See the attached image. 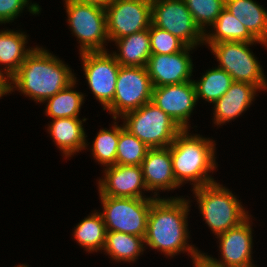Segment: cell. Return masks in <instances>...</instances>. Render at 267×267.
Listing matches in <instances>:
<instances>
[{
    "instance_id": "obj_19",
    "label": "cell",
    "mask_w": 267,
    "mask_h": 267,
    "mask_svg": "<svg viewBox=\"0 0 267 267\" xmlns=\"http://www.w3.org/2000/svg\"><path fill=\"white\" fill-rule=\"evenodd\" d=\"M25 32L13 30L0 31V79L6 84L9 79L18 71L27 55L33 50V47H27L28 37Z\"/></svg>"
},
{
    "instance_id": "obj_21",
    "label": "cell",
    "mask_w": 267,
    "mask_h": 267,
    "mask_svg": "<svg viewBox=\"0 0 267 267\" xmlns=\"http://www.w3.org/2000/svg\"><path fill=\"white\" fill-rule=\"evenodd\" d=\"M118 52L111 53L121 66L146 67L151 56L149 29L114 40Z\"/></svg>"
},
{
    "instance_id": "obj_12",
    "label": "cell",
    "mask_w": 267,
    "mask_h": 267,
    "mask_svg": "<svg viewBox=\"0 0 267 267\" xmlns=\"http://www.w3.org/2000/svg\"><path fill=\"white\" fill-rule=\"evenodd\" d=\"M107 32L109 41L149 29L151 1L112 0L107 7Z\"/></svg>"
},
{
    "instance_id": "obj_30",
    "label": "cell",
    "mask_w": 267,
    "mask_h": 267,
    "mask_svg": "<svg viewBox=\"0 0 267 267\" xmlns=\"http://www.w3.org/2000/svg\"><path fill=\"white\" fill-rule=\"evenodd\" d=\"M196 25L205 34L225 8V0H183ZM207 26V27H206Z\"/></svg>"
},
{
    "instance_id": "obj_13",
    "label": "cell",
    "mask_w": 267,
    "mask_h": 267,
    "mask_svg": "<svg viewBox=\"0 0 267 267\" xmlns=\"http://www.w3.org/2000/svg\"><path fill=\"white\" fill-rule=\"evenodd\" d=\"M249 216L240 225L218 235L221 259L202 253V259L210 267H255L252 261V220Z\"/></svg>"
},
{
    "instance_id": "obj_28",
    "label": "cell",
    "mask_w": 267,
    "mask_h": 267,
    "mask_svg": "<svg viewBox=\"0 0 267 267\" xmlns=\"http://www.w3.org/2000/svg\"><path fill=\"white\" fill-rule=\"evenodd\" d=\"M114 121L112 128L100 129L90 149L94 160L105 167L116 164V153L120 137V125Z\"/></svg>"
},
{
    "instance_id": "obj_6",
    "label": "cell",
    "mask_w": 267,
    "mask_h": 267,
    "mask_svg": "<svg viewBox=\"0 0 267 267\" xmlns=\"http://www.w3.org/2000/svg\"><path fill=\"white\" fill-rule=\"evenodd\" d=\"M254 43L267 47V43L259 40L257 42L229 41L204 44H208L211 48L210 50L219 62L218 67L230 74L234 82H246L255 85L259 90H266L267 79L262 66L249 48Z\"/></svg>"
},
{
    "instance_id": "obj_23",
    "label": "cell",
    "mask_w": 267,
    "mask_h": 267,
    "mask_svg": "<svg viewBox=\"0 0 267 267\" xmlns=\"http://www.w3.org/2000/svg\"><path fill=\"white\" fill-rule=\"evenodd\" d=\"M212 33L204 34V43L257 42L249 30L227 9H223L212 25Z\"/></svg>"
},
{
    "instance_id": "obj_14",
    "label": "cell",
    "mask_w": 267,
    "mask_h": 267,
    "mask_svg": "<svg viewBox=\"0 0 267 267\" xmlns=\"http://www.w3.org/2000/svg\"><path fill=\"white\" fill-rule=\"evenodd\" d=\"M151 102L169 115L183 130L198 102L193 81L153 87Z\"/></svg>"
},
{
    "instance_id": "obj_4",
    "label": "cell",
    "mask_w": 267,
    "mask_h": 267,
    "mask_svg": "<svg viewBox=\"0 0 267 267\" xmlns=\"http://www.w3.org/2000/svg\"><path fill=\"white\" fill-rule=\"evenodd\" d=\"M192 191L205 223L215 236L240 225L249 217L232 191L216 181Z\"/></svg>"
},
{
    "instance_id": "obj_3",
    "label": "cell",
    "mask_w": 267,
    "mask_h": 267,
    "mask_svg": "<svg viewBox=\"0 0 267 267\" xmlns=\"http://www.w3.org/2000/svg\"><path fill=\"white\" fill-rule=\"evenodd\" d=\"M214 142L213 139L203 138L199 134L189 135L188 129L182 130L176 136L170 145V152L173 173L179 186L190 181L195 189L215 182L209 175L217 168Z\"/></svg>"
},
{
    "instance_id": "obj_16",
    "label": "cell",
    "mask_w": 267,
    "mask_h": 267,
    "mask_svg": "<svg viewBox=\"0 0 267 267\" xmlns=\"http://www.w3.org/2000/svg\"><path fill=\"white\" fill-rule=\"evenodd\" d=\"M103 176L98 181L99 196L146 198L143 191H148L141 165L115 164L104 168Z\"/></svg>"
},
{
    "instance_id": "obj_34",
    "label": "cell",
    "mask_w": 267,
    "mask_h": 267,
    "mask_svg": "<svg viewBox=\"0 0 267 267\" xmlns=\"http://www.w3.org/2000/svg\"><path fill=\"white\" fill-rule=\"evenodd\" d=\"M193 264V267H210L203 259H200Z\"/></svg>"
},
{
    "instance_id": "obj_9",
    "label": "cell",
    "mask_w": 267,
    "mask_h": 267,
    "mask_svg": "<svg viewBox=\"0 0 267 267\" xmlns=\"http://www.w3.org/2000/svg\"><path fill=\"white\" fill-rule=\"evenodd\" d=\"M152 90L146 67L120 66L113 102L106 109L117 121L127 112L151 102Z\"/></svg>"
},
{
    "instance_id": "obj_15",
    "label": "cell",
    "mask_w": 267,
    "mask_h": 267,
    "mask_svg": "<svg viewBox=\"0 0 267 267\" xmlns=\"http://www.w3.org/2000/svg\"><path fill=\"white\" fill-rule=\"evenodd\" d=\"M194 47L186 46L182 51L174 54H151L146 64L148 75L153 87L179 84L193 81V62L190 50Z\"/></svg>"
},
{
    "instance_id": "obj_32",
    "label": "cell",
    "mask_w": 267,
    "mask_h": 267,
    "mask_svg": "<svg viewBox=\"0 0 267 267\" xmlns=\"http://www.w3.org/2000/svg\"><path fill=\"white\" fill-rule=\"evenodd\" d=\"M29 0H0V24L13 22L28 7L31 14H39L41 7L37 3H30Z\"/></svg>"
},
{
    "instance_id": "obj_8",
    "label": "cell",
    "mask_w": 267,
    "mask_h": 267,
    "mask_svg": "<svg viewBox=\"0 0 267 267\" xmlns=\"http://www.w3.org/2000/svg\"><path fill=\"white\" fill-rule=\"evenodd\" d=\"M103 212H100L106 231H117L145 237L148 214L154 196L147 198H123L99 196Z\"/></svg>"
},
{
    "instance_id": "obj_17",
    "label": "cell",
    "mask_w": 267,
    "mask_h": 267,
    "mask_svg": "<svg viewBox=\"0 0 267 267\" xmlns=\"http://www.w3.org/2000/svg\"><path fill=\"white\" fill-rule=\"evenodd\" d=\"M141 167L145 185L148 191H154L155 198H159L157 191H170L180 187L173 173L170 146L150 148Z\"/></svg>"
},
{
    "instance_id": "obj_18",
    "label": "cell",
    "mask_w": 267,
    "mask_h": 267,
    "mask_svg": "<svg viewBox=\"0 0 267 267\" xmlns=\"http://www.w3.org/2000/svg\"><path fill=\"white\" fill-rule=\"evenodd\" d=\"M260 91L255 85L246 82H233L228 91L214 104V124L221 125L236 119L251 106Z\"/></svg>"
},
{
    "instance_id": "obj_22",
    "label": "cell",
    "mask_w": 267,
    "mask_h": 267,
    "mask_svg": "<svg viewBox=\"0 0 267 267\" xmlns=\"http://www.w3.org/2000/svg\"><path fill=\"white\" fill-rule=\"evenodd\" d=\"M233 14L259 41L267 43V11L253 0H225Z\"/></svg>"
},
{
    "instance_id": "obj_27",
    "label": "cell",
    "mask_w": 267,
    "mask_h": 267,
    "mask_svg": "<svg viewBox=\"0 0 267 267\" xmlns=\"http://www.w3.org/2000/svg\"><path fill=\"white\" fill-rule=\"evenodd\" d=\"M193 82L197 100L204 99L214 103L228 91L234 81L224 69L215 67L207 70L200 80H193Z\"/></svg>"
},
{
    "instance_id": "obj_36",
    "label": "cell",
    "mask_w": 267,
    "mask_h": 267,
    "mask_svg": "<svg viewBox=\"0 0 267 267\" xmlns=\"http://www.w3.org/2000/svg\"><path fill=\"white\" fill-rule=\"evenodd\" d=\"M16 267H28V265H25V264H24V265H23V264L21 265V264H20V265H18V266H16Z\"/></svg>"
},
{
    "instance_id": "obj_1",
    "label": "cell",
    "mask_w": 267,
    "mask_h": 267,
    "mask_svg": "<svg viewBox=\"0 0 267 267\" xmlns=\"http://www.w3.org/2000/svg\"><path fill=\"white\" fill-rule=\"evenodd\" d=\"M190 202L182 197L156 198L148 214L144 244L167 257L186 251L193 263L202 259V252L187 241Z\"/></svg>"
},
{
    "instance_id": "obj_26",
    "label": "cell",
    "mask_w": 267,
    "mask_h": 267,
    "mask_svg": "<svg viewBox=\"0 0 267 267\" xmlns=\"http://www.w3.org/2000/svg\"><path fill=\"white\" fill-rule=\"evenodd\" d=\"M76 80L68 87L59 91L53 97L46 99L45 114L52 119L79 118L80 109L84 103V94L74 91Z\"/></svg>"
},
{
    "instance_id": "obj_33",
    "label": "cell",
    "mask_w": 267,
    "mask_h": 267,
    "mask_svg": "<svg viewBox=\"0 0 267 267\" xmlns=\"http://www.w3.org/2000/svg\"><path fill=\"white\" fill-rule=\"evenodd\" d=\"M72 1L78 2V3L95 4V5H98V6L106 8L107 5L112 0H72Z\"/></svg>"
},
{
    "instance_id": "obj_35",
    "label": "cell",
    "mask_w": 267,
    "mask_h": 267,
    "mask_svg": "<svg viewBox=\"0 0 267 267\" xmlns=\"http://www.w3.org/2000/svg\"><path fill=\"white\" fill-rule=\"evenodd\" d=\"M5 95V83L2 81V79H0V96H4Z\"/></svg>"
},
{
    "instance_id": "obj_11",
    "label": "cell",
    "mask_w": 267,
    "mask_h": 267,
    "mask_svg": "<svg viewBox=\"0 0 267 267\" xmlns=\"http://www.w3.org/2000/svg\"><path fill=\"white\" fill-rule=\"evenodd\" d=\"M109 51L80 53L83 71L89 89L103 105V110L113 102L120 64Z\"/></svg>"
},
{
    "instance_id": "obj_24",
    "label": "cell",
    "mask_w": 267,
    "mask_h": 267,
    "mask_svg": "<svg viewBox=\"0 0 267 267\" xmlns=\"http://www.w3.org/2000/svg\"><path fill=\"white\" fill-rule=\"evenodd\" d=\"M144 237L107 231L103 250L116 262H134L145 250Z\"/></svg>"
},
{
    "instance_id": "obj_25",
    "label": "cell",
    "mask_w": 267,
    "mask_h": 267,
    "mask_svg": "<svg viewBox=\"0 0 267 267\" xmlns=\"http://www.w3.org/2000/svg\"><path fill=\"white\" fill-rule=\"evenodd\" d=\"M106 227L100 212L88 215L74 228L73 236L77 243L89 253L103 250L106 239Z\"/></svg>"
},
{
    "instance_id": "obj_31",
    "label": "cell",
    "mask_w": 267,
    "mask_h": 267,
    "mask_svg": "<svg viewBox=\"0 0 267 267\" xmlns=\"http://www.w3.org/2000/svg\"><path fill=\"white\" fill-rule=\"evenodd\" d=\"M149 34L151 54H174L187 46L178 37L152 24L149 27Z\"/></svg>"
},
{
    "instance_id": "obj_7",
    "label": "cell",
    "mask_w": 267,
    "mask_h": 267,
    "mask_svg": "<svg viewBox=\"0 0 267 267\" xmlns=\"http://www.w3.org/2000/svg\"><path fill=\"white\" fill-rule=\"evenodd\" d=\"M64 1L68 24L80 42L79 52L107 51L104 48L105 42L109 41L105 8L72 0Z\"/></svg>"
},
{
    "instance_id": "obj_10",
    "label": "cell",
    "mask_w": 267,
    "mask_h": 267,
    "mask_svg": "<svg viewBox=\"0 0 267 267\" xmlns=\"http://www.w3.org/2000/svg\"><path fill=\"white\" fill-rule=\"evenodd\" d=\"M151 24L170 32L187 46L204 43V33L196 25L183 0H155L151 2Z\"/></svg>"
},
{
    "instance_id": "obj_2",
    "label": "cell",
    "mask_w": 267,
    "mask_h": 267,
    "mask_svg": "<svg viewBox=\"0 0 267 267\" xmlns=\"http://www.w3.org/2000/svg\"><path fill=\"white\" fill-rule=\"evenodd\" d=\"M74 76L62 60L36 46L5 84V95L18 89L36 103H43L74 82Z\"/></svg>"
},
{
    "instance_id": "obj_29",
    "label": "cell",
    "mask_w": 267,
    "mask_h": 267,
    "mask_svg": "<svg viewBox=\"0 0 267 267\" xmlns=\"http://www.w3.org/2000/svg\"><path fill=\"white\" fill-rule=\"evenodd\" d=\"M149 149L145 143L126 130L124 125L120 126L116 164L141 165Z\"/></svg>"
},
{
    "instance_id": "obj_20",
    "label": "cell",
    "mask_w": 267,
    "mask_h": 267,
    "mask_svg": "<svg viewBox=\"0 0 267 267\" xmlns=\"http://www.w3.org/2000/svg\"><path fill=\"white\" fill-rule=\"evenodd\" d=\"M86 118H60L52 119L48 125V132L57 145V148L62 151L65 157H71L81 150L87 149L86 134L83 128V123Z\"/></svg>"
},
{
    "instance_id": "obj_5",
    "label": "cell",
    "mask_w": 267,
    "mask_h": 267,
    "mask_svg": "<svg viewBox=\"0 0 267 267\" xmlns=\"http://www.w3.org/2000/svg\"><path fill=\"white\" fill-rule=\"evenodd\" d=\"M121 119H124V128L149 148L169 147L183 130L152 102L127 112Z\"/></svg>"
}]
</instances>
